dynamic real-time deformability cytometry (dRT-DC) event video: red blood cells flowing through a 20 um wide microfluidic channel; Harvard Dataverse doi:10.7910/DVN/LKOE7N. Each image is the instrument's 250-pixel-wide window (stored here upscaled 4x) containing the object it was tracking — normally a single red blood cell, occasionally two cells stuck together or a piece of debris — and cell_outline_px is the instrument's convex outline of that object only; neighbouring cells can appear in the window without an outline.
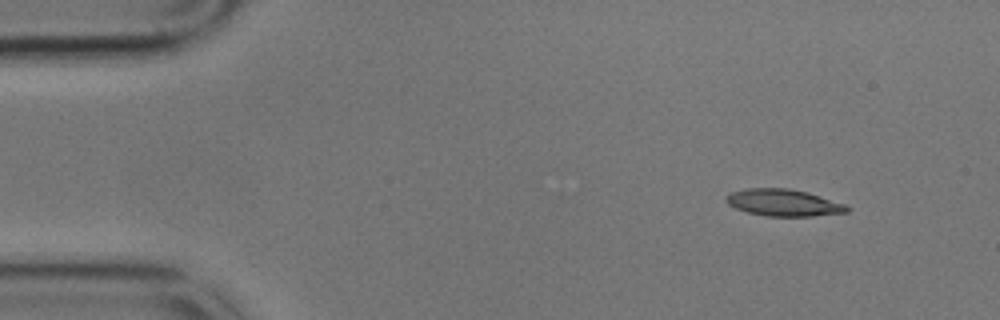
{"species": "common noctule bat (a hibernating species)", "species_latin": "Nyctalus noctula", "temperature_condition": "cold", "stored_images_in_passage": 13, "segment_of_instrument_passage": [2, 2], "camera_frame_rate_fps": 3000, "um_per_image_px": 0.085, "animal": {"sex": "male", "body_mass_g": 17.9}, "frame": {"image": 1, "passage_image": 13, "time_ms": 4.0, "image_size_px": [1000, 320], "cell_outline_px": [[852, 208], [848, 212], [812, 216], [764, 216], [748, 212], [736, 208], [728, 204], [724, 200], [724, 196], [732, 192], [748, 188], [788, 188], [808, 192], [844, 204]], "centroid_in_image_um": [66.59, 17.23], "position_along_channel_um": 18.4, "area_um2": 18.96}}